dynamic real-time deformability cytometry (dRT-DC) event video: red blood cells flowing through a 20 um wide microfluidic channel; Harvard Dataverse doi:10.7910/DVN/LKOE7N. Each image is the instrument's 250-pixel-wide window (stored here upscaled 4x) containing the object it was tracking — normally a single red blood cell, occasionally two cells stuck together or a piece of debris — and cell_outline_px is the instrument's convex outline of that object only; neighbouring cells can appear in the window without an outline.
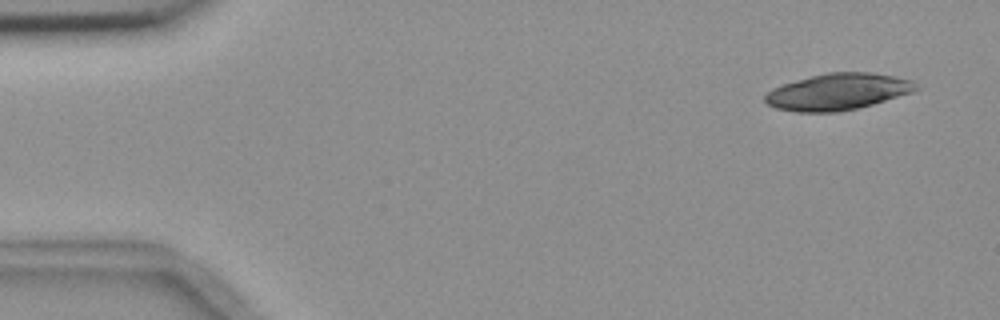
{"species": "common noctule bat (a hibernating species)", "species_latin": "Nyctalus noctula", "temperature_condition": "room temperature", "stored_images_in_passage": 4, "camera_frame_rate_fps": 3000, "um_per_image_px": 0.085, "animal": {"sex": "female", "body_mass_g": 18.4}, "frame": {"image": 1, "passage_image": 1, "time_ms": 0.0, "image_size_px": [1000, 320], "cell_outline_px": [[920, 88], [912, 92], [872, 104], [840, 112], [796, 112], [776, 108], [768, 104], [764, 100], [764, 96], [772, 88], [796, 80], [828, 72], [872, 72], [896, 76], [912, 80]], "centroid_in_image_um": [71.22, 7.79], "position_along_channel_um": 13.8, "area_um2": 32.02}}